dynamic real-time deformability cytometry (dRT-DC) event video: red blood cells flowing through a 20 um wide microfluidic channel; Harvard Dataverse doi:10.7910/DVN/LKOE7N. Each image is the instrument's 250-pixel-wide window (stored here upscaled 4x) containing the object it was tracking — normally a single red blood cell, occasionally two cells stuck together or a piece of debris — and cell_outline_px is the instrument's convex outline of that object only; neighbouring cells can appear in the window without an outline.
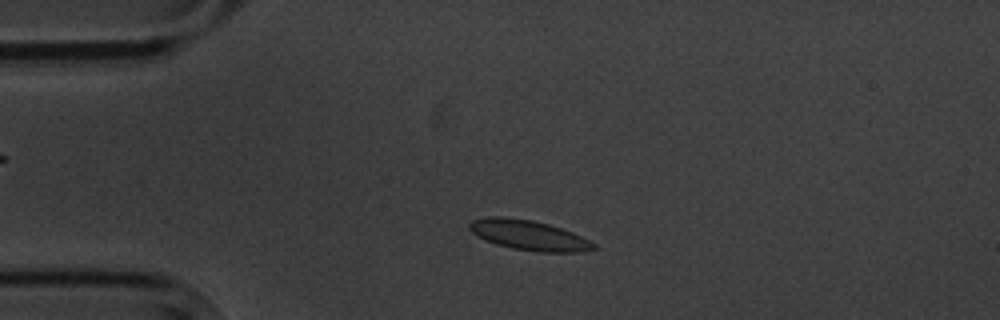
{"species": "common noctule bat (a hibernating species)", "species_latin": "Nyctalus noctula", "temperature_condition": "cold", "stored_images_in_passage": 4, "camera_frame_rate_fps": 3000, "um_per_image_px": 0.085, "animal": {"sex": "male", "body_mass_g": 20.1, "forearm_length_mm": 53.5}, "frame": {"image": 1, "passage_image": 2, "time_ms": 1.0, "image_size_px": [1000, 320], "cell_outline_px": [[600, 248], [584, 252], [540, 252], [512, 248], [496, 244], [484, 240], [472, 232], [468, 228], [468, 224], [472, 220], [488, 216], [500, 216], [532, 220], [548, 224], [572, 232], [596, 244]], "centroid_in_image_um": [44.95, 20.0], "position_along_channel_um": 40.0, "area_um2": 21.79}}